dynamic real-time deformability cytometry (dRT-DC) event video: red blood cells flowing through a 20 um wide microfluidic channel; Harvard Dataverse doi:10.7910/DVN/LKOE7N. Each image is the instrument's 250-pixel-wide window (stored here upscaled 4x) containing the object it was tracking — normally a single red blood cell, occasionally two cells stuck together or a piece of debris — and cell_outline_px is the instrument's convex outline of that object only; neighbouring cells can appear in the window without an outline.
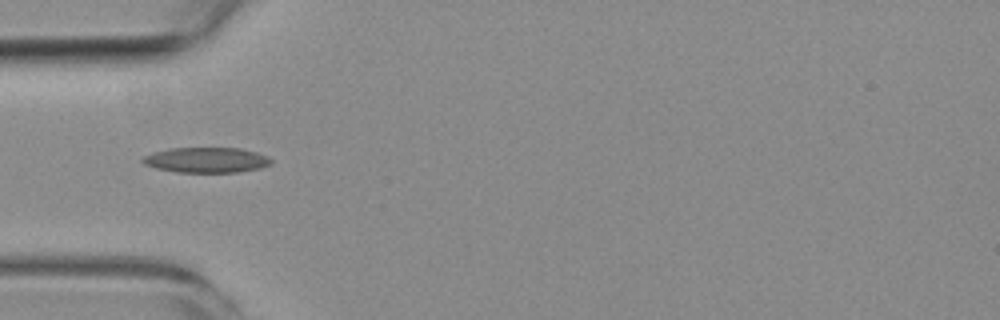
{"species": "common noctule bat (a hibernating species)", "species_latin": "Nyctalus noctula", "temperature_condition": "room temperature", "stored_images_in_passage": 6, "camera_frame_rate_fps": 3000, "um_per_image_px": 0.085, "animal": {"sex": "female", "body_mass_g": 19.3, "forearm_length_mm": 54.1}, "frame": {"image": 1, "passage_image": 4, "time_ms": 3.333, "image_size_px": [1000, 320], "cell_outline_px": [[272, 164], [260, 168], [240, 172], [176, 172], [156, 168], [144, 164], [140, 160], [144, 156], [152, 152], [172, 148], [240, 148], [256, 152], [268, 156], [272, 160]], "centroid_in_image_um": [17.55, 13.6], "position_along_channel_um": 67.4, "area_um2": 19.02}}
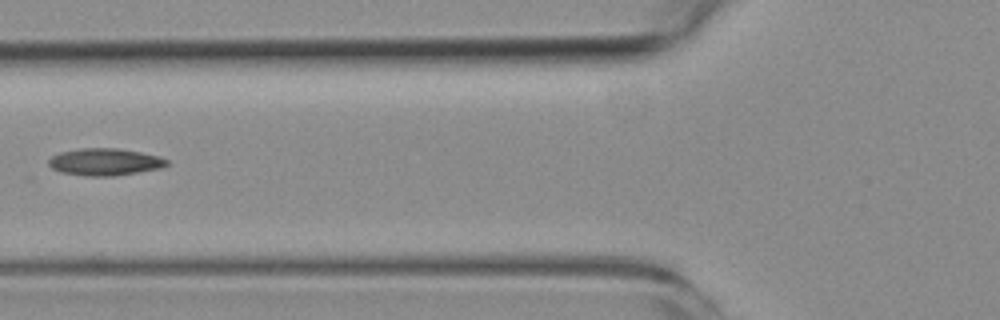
{"frame": {"image": 2, "passage_image": 5, "time_ms": 4.667, "image_size_px": [1000, 320], "cell_outline_px": [[168, 164], [160, 168], [112, 176], [84, 176], [60, 172], [52, 168], [48, 164], [48, 160], [52, 156], [60, 152], [80, 148], [116, 148], [140, 152], [160, 156], [168, 160]], "centroid_in_image_um": [8.88, 13.76], "position_along_channel_um": 116.9, "area_um2": 18.61}}
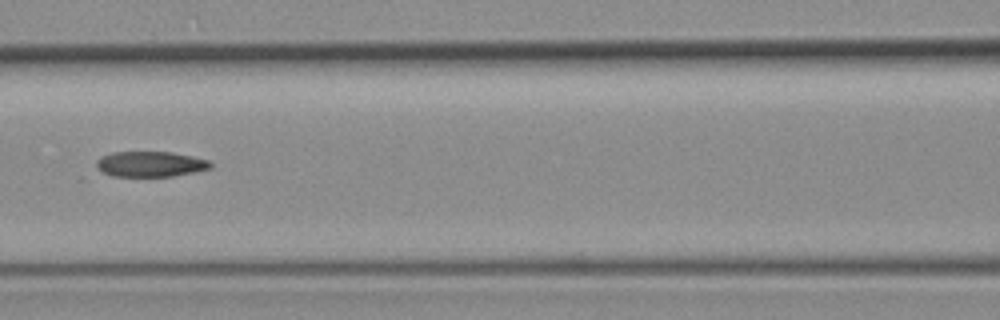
{"frame": {"image": 3, "passage_image": 6, "time_ms": 5.667, "image_size_px": [1000, 320], "cell_outline_px": [[212, 168], [196, 172], [172, 176], [112, 176], [96, 172], [96, 160], [112, 152], [172, 152], [192, 156], [208, 160], [212, 164]], "centroid_in_image_um": [12.75, 13.96], "position_along_channel_um": 153.8, "area_um2": 17.11}}